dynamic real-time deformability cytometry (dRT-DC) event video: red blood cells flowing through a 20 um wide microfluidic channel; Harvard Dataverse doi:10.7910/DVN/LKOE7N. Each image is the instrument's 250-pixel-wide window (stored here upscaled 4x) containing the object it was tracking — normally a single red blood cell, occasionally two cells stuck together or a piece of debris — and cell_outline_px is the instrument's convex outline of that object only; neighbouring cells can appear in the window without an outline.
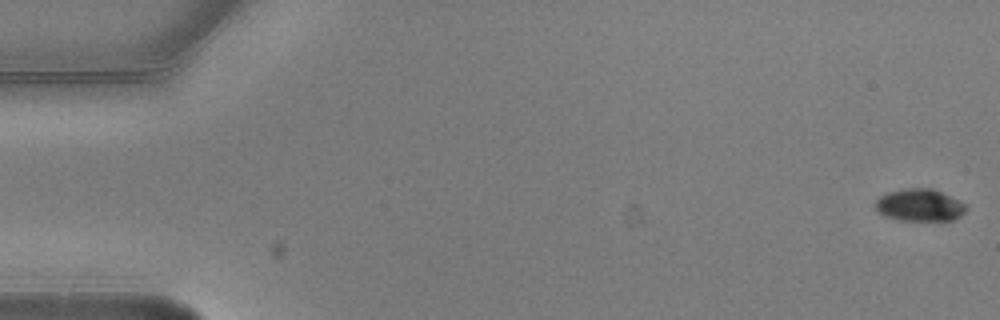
{"species": "common noctule bat (a hibernating species)", "species_latin": "Nyctalus noctula", "temperature_condition": "warm", "stored_images_in_passage": 7, "camera_frame_rate_fps": 3000, "um_per_image_px": 0.085, "animal": {"sex": "male", "body_mass_g": 20.5, "forearm_length_mm": 52.5}, "frame": {"image": 1, "passage_image": 1, "time_ms": 0.0, "image_size_px": [1000, 320], "cell_outline_px": [[968, 208], [956, 220], [940, 224], [896, 220], [884, 216], [876, 212], [876, 200], [880, 196], [888, 192], [904, 188], [932, 188], [960, 200]], "centroid_in_image_um": [78.21, 17.5], "position_along_channel_um": 6.8, "area_um2": 18.09}}
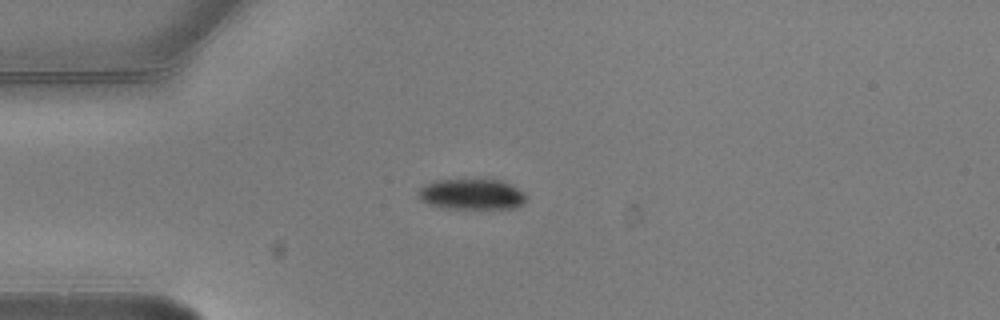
{"frame": {"image": 2, "passage_image": 5, "time_ms": 1.333, "image_size_px": [1000, 320], "cell_outline_px": [[528, 196], [516, 208], [440, 208], [428, 204], [420, 200], [416, 196], [420, 188], [424, 184], [436, 180], [500, 180], [524, 192]], "centroid_in_image_um": [40.03, 16.52], "position_along_channel_um": 45.0, "area_um2": 19.19}}
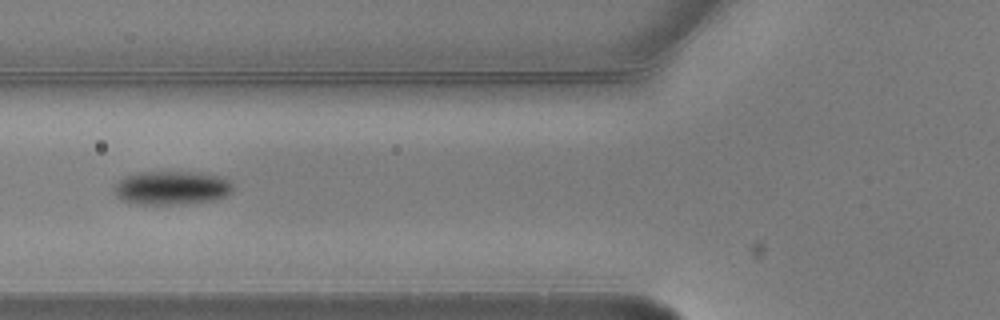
{"frame": {"image": 3, "passage_image": 7, "time_ms": 2.0, "image_size_px": [1000, 320], "cell_outline_px": [[232, 192], [228, 196], [212, 200], [180, 204], [132, 204], [120, 200], [112, 192], [112, 188], [124, 176], [136, 172], [188, 172], [216, 176], [228, 180], [232, 184]], "centroid_in_image_um": [14.51, 15.98], "position_along_channel_um": 111.3, "area_um2": 23.41}}